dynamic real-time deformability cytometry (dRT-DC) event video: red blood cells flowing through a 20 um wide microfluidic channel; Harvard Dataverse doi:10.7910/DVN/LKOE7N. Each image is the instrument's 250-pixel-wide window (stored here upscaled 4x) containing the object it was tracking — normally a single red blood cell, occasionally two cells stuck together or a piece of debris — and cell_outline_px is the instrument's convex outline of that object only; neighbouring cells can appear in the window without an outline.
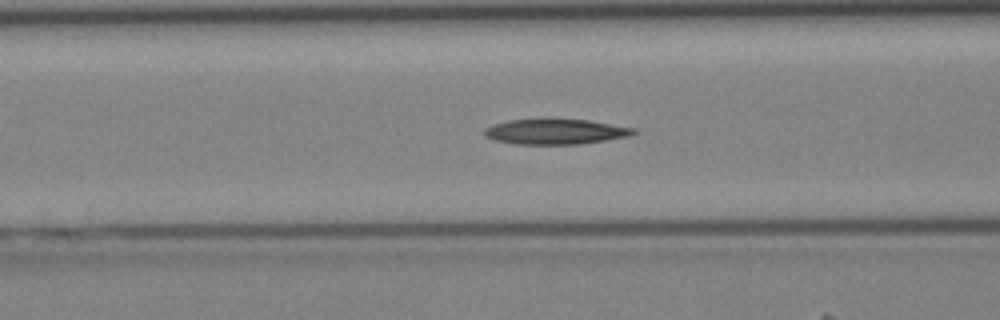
{"species": "Egyptian fruit bat (a non-hibernating species)", "species_latin": "Rousettus aegyptiacus", "temperature_condition": "cold", "stored_images_in_passage": 34, "camera_frame_rate_fps": 3000, "um_per_image_px": 0.085, "animal": {"sex": "female"}, "frame": {"image": 1, "passage_image": 12, "time_ms": 3.667, "image_size_px": [1000, 320], "cell_outline_px": [[636, 132], [628, 136], [580, 144], [516, 144], [496, 140], [484, 136], [484, 128], [508, 120], [540, 116], [588, 120], [636, 128]], "centroid_in_image_um": [47.17, 11.14], "position_along_channel_um": 119.4, "area_um2": 22.66}}
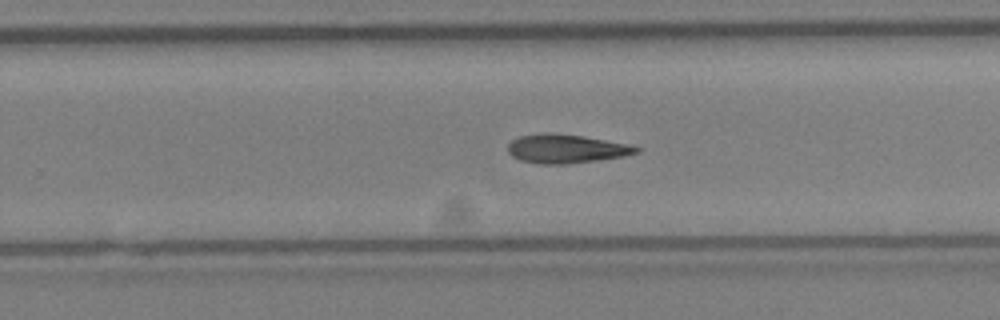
{"frame": {"image": 2, "passage_image": 22, "time_ms": 7.0, "image_size_px": [1000, 320], "cell_outline_px": [[640, 152], [624, 156], [568, 164], [540, 164], [520, 160], [512, 156], [508, 152], [508, 144], [512, 140], [520, 136], [544, 132], [552, 132], [584, 136], [628, 144], [640, 148]], "centroid_in_image_um": [48.1, 12.63], "position_along_channel_um": 281.7, "area_um2": 21.62}}
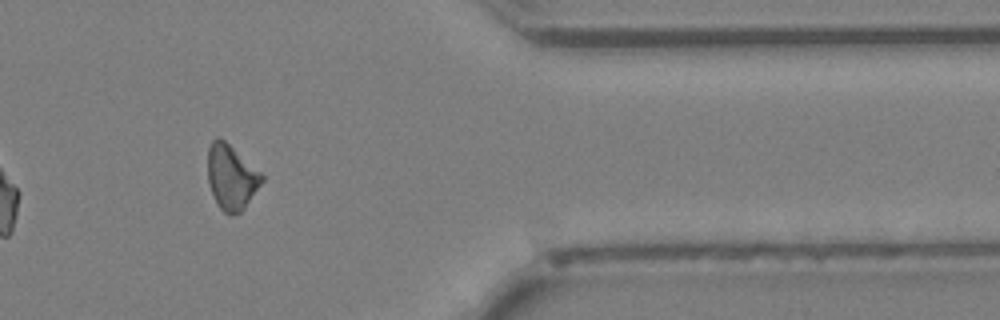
{"frame": {"image": 3, "passage_image": 30, "time_ms": 9.667, "image_size_px": [1000, 320], "cell_outline_px": [[264, 180], [244, 208], [240, 212], [232, 216], [228, 216], [220, 208], [212, 192], [208, 180], [208, 148], [212, 140], [216, 136], [220, 136], [260, 172], [264, 176]], "centroid_in_image_um": [19.65, 15.05], "position_along_channel_um": 391.7, "area_um2": 20.29}}